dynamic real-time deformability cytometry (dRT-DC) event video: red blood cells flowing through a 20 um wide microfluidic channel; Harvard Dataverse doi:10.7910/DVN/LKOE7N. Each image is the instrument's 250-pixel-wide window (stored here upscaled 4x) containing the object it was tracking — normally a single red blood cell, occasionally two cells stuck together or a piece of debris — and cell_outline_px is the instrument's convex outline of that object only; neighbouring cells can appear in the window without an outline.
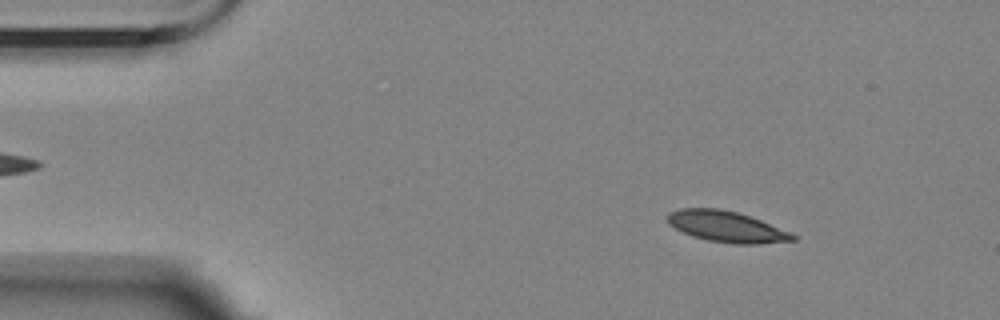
{"species": "Egyptian fruit bat (a non-hibernating species)", "species_latin": "Rousettus aegyptiacus", "temperature_condition": "room temperature", "stored_images_in_passage": 4, "camera_frame_rate_fps": 3000, "um_per_image_px": 0.085, "animal": {"sex": "female"}, "frame": {"image": 1, "passage_image": 2, "time_ms": 1.0, "image_size_px": [1000, 320], "cell_outline_px": [[796, 240], [756, 244], [732, 244], [708, 240], [692, 236], [668, 224], [668, 216], [672, 212], [680, 208], [716, 208], [736, 212], [760, 220], [788, 232], [796, 236]], "centroid_in_image_um": [61.74, 19.27], "position_along_channel_um": 23.3, "area_um2": 22.14}}